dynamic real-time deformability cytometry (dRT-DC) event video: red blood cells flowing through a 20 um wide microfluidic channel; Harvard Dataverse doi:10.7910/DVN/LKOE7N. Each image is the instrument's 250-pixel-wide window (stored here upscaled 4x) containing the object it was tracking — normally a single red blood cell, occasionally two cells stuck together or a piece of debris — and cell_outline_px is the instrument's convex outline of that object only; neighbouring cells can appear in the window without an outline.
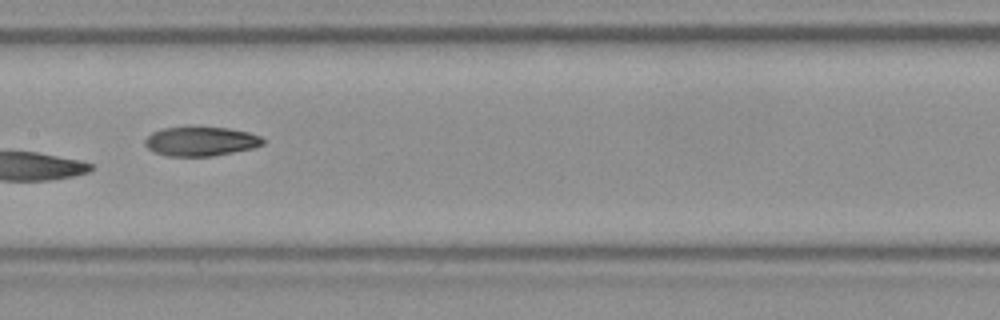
{"species": "Egyptian fruit bat (a non-hibernating species)", "species_latin": "Rousettus aegyptiacus", "temperature_condition": "room temperature", "stored_images_in_passage": 9, "camera_frame_rate_fps": 3000, "um_per_image_px": 0.085, "frame": {"image": 1, "passage_image": 9, "time_ms": 2.667, "image_size_px": [1000, 320], "cell_outline_px": [[268, 140], [264, 144], [252, 148], [212, 156], [168, 156], [152, 152], [144, 144], [144, 140], [152, 132], [160, 128], [188, 124], [192, 124], [228, 128], [248, 132], [260, 136]], "centroid_in_image_um": [17.03, 11.96], "position_along_channel_um": 190.4, "area_um2": 21.04}}